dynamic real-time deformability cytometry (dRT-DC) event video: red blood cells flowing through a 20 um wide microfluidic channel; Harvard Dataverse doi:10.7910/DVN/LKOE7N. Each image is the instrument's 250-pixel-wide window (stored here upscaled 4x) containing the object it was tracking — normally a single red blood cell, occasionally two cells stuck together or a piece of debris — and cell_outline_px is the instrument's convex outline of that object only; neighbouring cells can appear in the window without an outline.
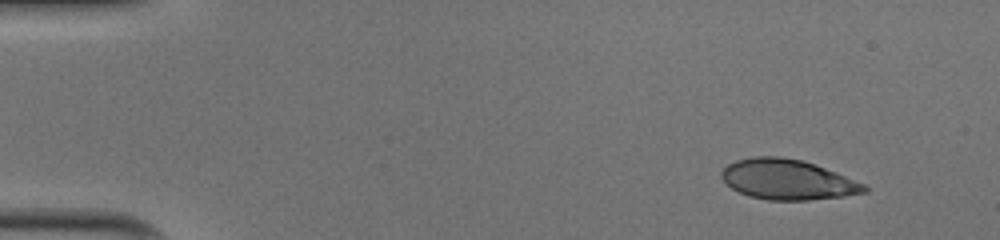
{"species": "human", "species_latin": "Homo sapiens", "temperature_condition": "cold", "stored_images_in_passage": 47, "camera_frame_rate_fps": 3000, "um_per_image_px": 0.085, "donor": {"sex": "male"}, "frame": {"image": 1, "passage_image": 1, "time_ms": 0.0, "image_size_px": [1000, 240], "cell_outline_px": [[868, 192], [840, 196], [808, 200], [768, 200], [748, 196], [732, 188], [720, 176], [720, 172], [728, 164], [736, 160], [756, 156], [780, 156], [800, 160], [836, 172], [864, 184], [868, 188]], "centroid_in_image_um": [66.91, 15.26], "position_along_channel_um": 18.1, "area_um2": 33.06}}
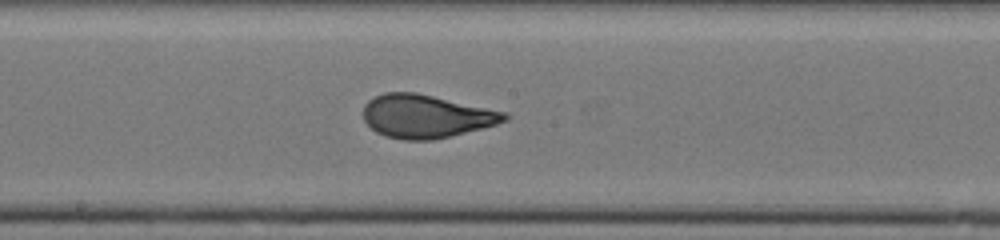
{"frame": {"image": 2, "passage_image": 24, "time_ms": 7.667, "image_size_px": [1000, 240], "cell_outline_px": [[508, 120], [496, 124], [432, 140], [404, 140], [384, 136], [376, 132], [364, 120], [364, 104], [368, 100], [384, 92], [416, 92], [508, 112]], "centroid_in_image_um": [36.2, 9.87], "position_along_channel_um": 212.0, "area_um2": 35.43}}
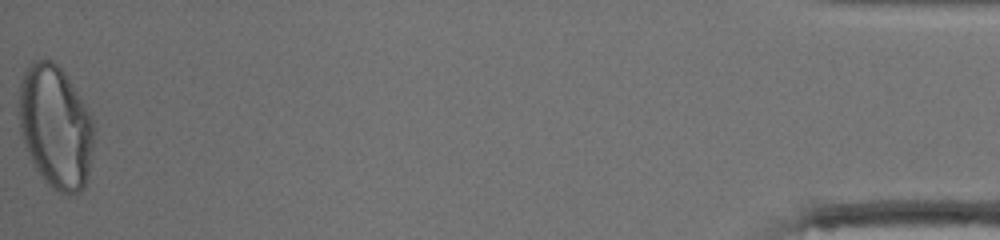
{"frame": {"image": 3, "passage_image": 47, "time_ms": 15.333, "image_size_px": [1000, 240], "cell_outline_px": [[92, 148], [88, 176], [84, 188], [80, 192], [68, 196], [60, 192], [48, 184], [44, 180], [32, 164], [24, 144], [20, 132], [20, 80], [24, 72], [32, 60], [52, 60], [64, 72], [92, 116]], "centroid_in_image_um": [4.71, 10.8], "position_along_channel_um": 430.5, "area_um2": 53.41}, "authors_computed_cell_mechanics": {"area_um2": 35.4314, "velocity_mm_per_s": 4.0499, "shape_relaxation_time_tau1_ms": 5.202, "shape_relaxation_time_tau2_ms": null, "deformation_change_tau1": 0.2151, "deformation_change_tau2": null}}